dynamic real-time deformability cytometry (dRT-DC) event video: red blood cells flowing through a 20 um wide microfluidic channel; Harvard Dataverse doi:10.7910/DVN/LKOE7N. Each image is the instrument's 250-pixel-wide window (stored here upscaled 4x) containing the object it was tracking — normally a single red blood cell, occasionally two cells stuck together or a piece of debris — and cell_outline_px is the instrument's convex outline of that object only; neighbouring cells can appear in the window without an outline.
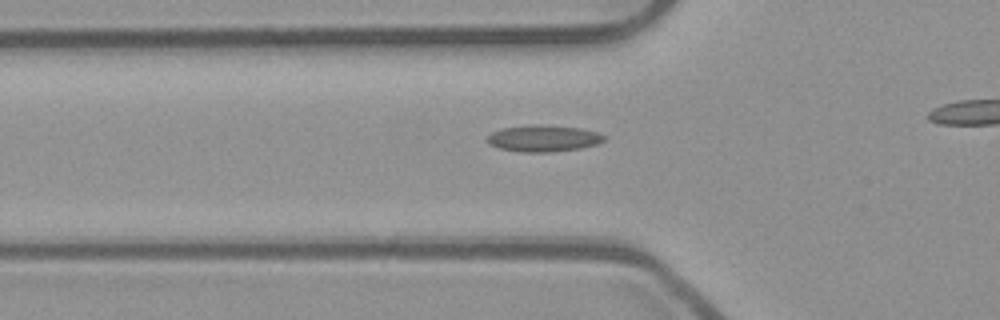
{"species": "common noctule bat (a hibernating species)", "species_latin": "Nyctalus noctula", "temperature_condition": "room temperature", "stored_images_in_passage": 28, "camera_frame_rate_fps": 3000, "um_per_image_px": 0.085, "animal": {"sex": "male", "body_mass_g": 23.1, "forearm_length_mm": 52.7}, "frame": {"image": 1, "passage_image": 3, "time_ms": 0.667, "image_size_px": [1000, 320], "cell_outline_px": [[604, 140], [596, 144], [580, 148], [552, 152], [520, 152], [500, 148], [488, 144], [488, 136], [492, 132], [500, 128], [532, 124], [540, 124], [580, 128], [596, 132], [604, 136]], "centroid_in_image_um": [46.15, 11.75], "position_along_channel_um": 79.7, "area_um2": 18.03}}
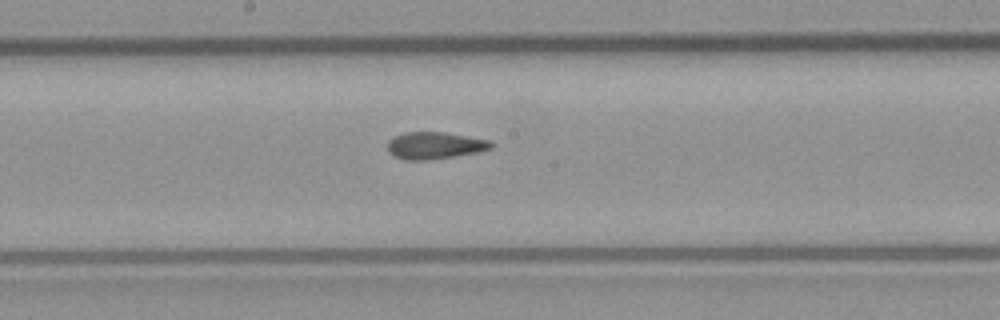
{"frame": {"image": 2, "passage_image": 13, "time_ms": 4.0, "image_size_px": [1000, 320], "cell_outline_px": [[492, 148], [476, 152], [452, 156], [424, 160], [404, 160], [388, 152], [388, 140], [404, 132], [444, 132], [492, 140]], "centroid_in_image_um": [36.95, 12.35], "position_along_channel_um": 211.3, "area_um2": 16.13}}
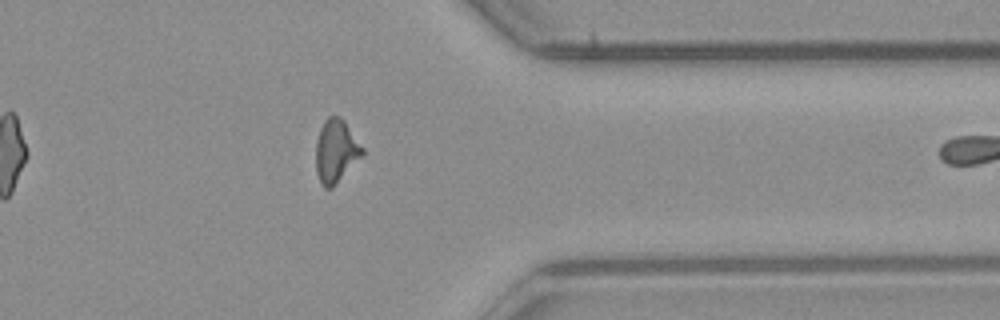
{"frame": {"image": 3, "passage_image": 27, "time_ms": 8.667, "image_size_px": [1000, 320], "cell_outline_px": [[364, 156], [332, 188], [324, 188], [320, 184], [316, 172], [316, 140], [320, 128], [324, 120], [328, 116], [340, 116], [344, 120], [364, 148]], "centroid_in_image_um": [28.57, 12.85], "position_along_channel_um": 382.8, "area_um2": 17.46}}